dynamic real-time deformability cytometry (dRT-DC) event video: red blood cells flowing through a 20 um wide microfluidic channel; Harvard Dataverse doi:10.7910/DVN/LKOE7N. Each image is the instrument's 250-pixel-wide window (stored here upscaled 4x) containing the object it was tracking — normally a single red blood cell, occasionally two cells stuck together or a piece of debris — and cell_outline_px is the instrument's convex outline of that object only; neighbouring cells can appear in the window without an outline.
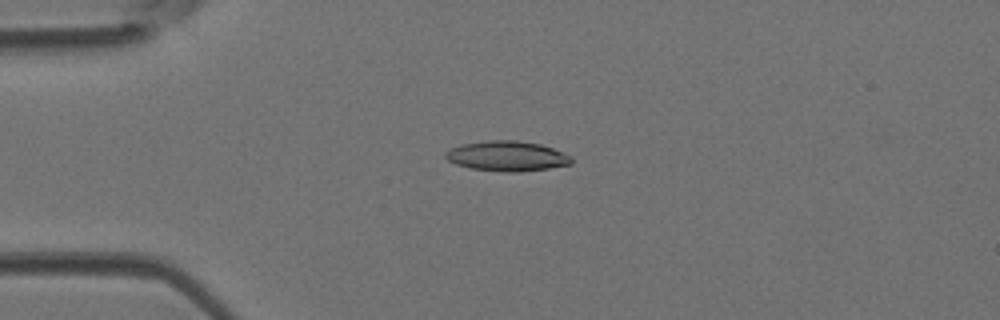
{"species": "Egyptian fruit bat (a non-hibernating species)", "species_latin": "Rousettus aegyptiacus", "temperature_condition": "room temperature", "stored_images_in_passage": 37, "camera_frame_rate_fps": 3000, "um_per_image_px": 0.085, "animal": {"sex": "female"}, "frame": {"image": 1, "passage_image": 1, "time_ms": 0.0, "image_size_px": [1000, 320], "cell_outline_px": [[572, 164], [548, 168], [516, 172], [504, 172], [472, 168], [456, 164], [448, 160], [444, 156], [444, 152], [460, 144], [488, 140], [516, 140], [540, 144], [552, 148], [572, 156]], "centroid_in_image_um": [43.09, 13.26], "position_along_channel_um": 41.9, "area_um2": 22.02}}
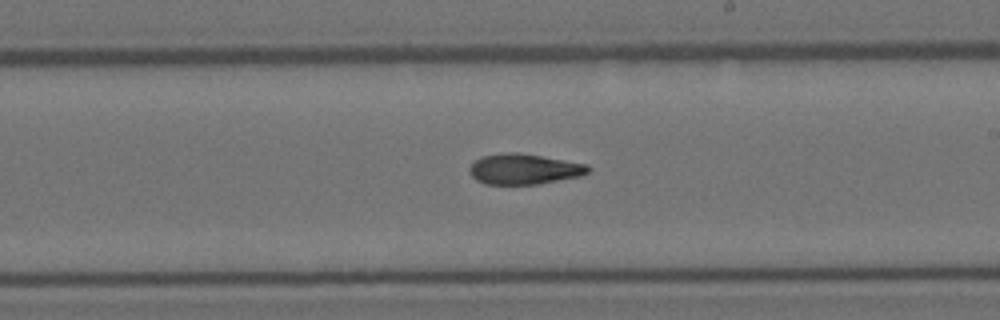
{"frame": {"image": 2, "passage_image": 17, "time_ms": 5.333, "image_size_px": [1000, 320], "cell_outline_px": [[592, 168], [588, 172], [580, 176], [536, 184], [484, 184], [476, 180], [468, 172], [468, 168], [480, 156], [504, 152], [520, 152], [588, 164]], "centroid_in_image_um": [44.52, 14.36], "position_along_channel_um": 244.5, "area_um2": 21.27}}
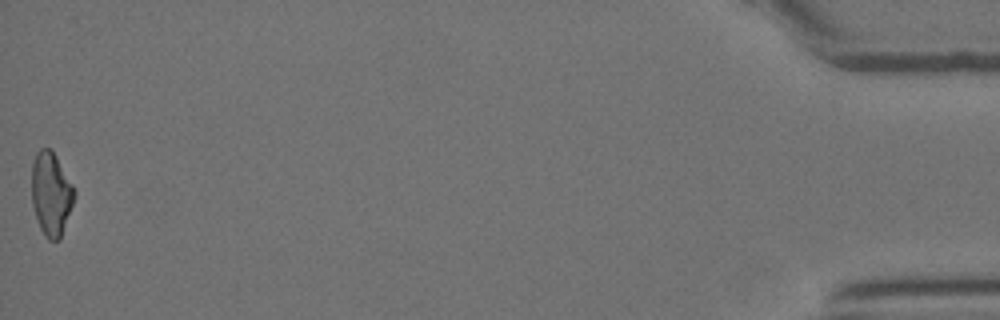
{"frame": {"image": 3, "passage_image": 37, "time_ms": 12.0, "image_size_px": [1000, 320], "cell_outline_px": [[76, 196], [60, 240], [48, 240], [44, 236], [40, 228], [32, 204], [32, 164], [36, 152], [40, 148], [52, 148], [72, 184], [76, 192]], "centroid_in_image_um": [4.35, 16.47], "position_along_channel_um": 430.8, "area_um2": 20.92}, "authors_computed_cell_mechanics": {"area_um2": 21.2704, "velocity_mm_per_s": 4.2519, "shape_relaxation_time_tau1_ms": null, "shape_relaxation_time_tau2_ms": 5.089, "deformation_change_tau1": null, "deformation_change_tau2": 0.1531}}